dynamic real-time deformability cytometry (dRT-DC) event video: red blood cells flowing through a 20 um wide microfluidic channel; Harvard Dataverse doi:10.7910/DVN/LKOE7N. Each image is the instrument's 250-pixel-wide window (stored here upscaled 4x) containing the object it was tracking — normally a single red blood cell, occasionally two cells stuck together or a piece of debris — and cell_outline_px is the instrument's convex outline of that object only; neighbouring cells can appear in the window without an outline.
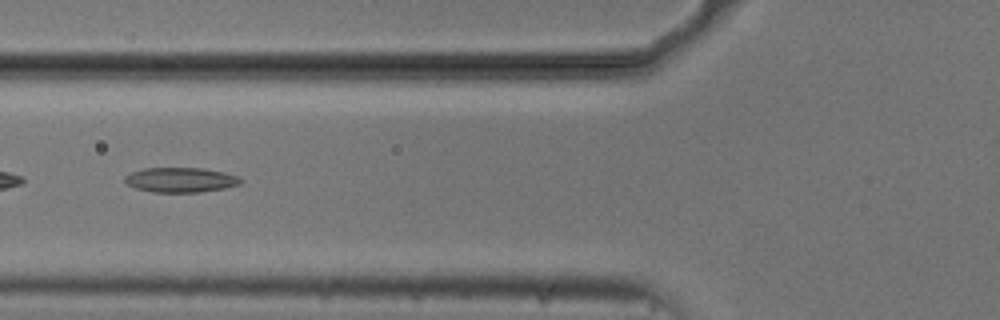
{"species": "common noctule bat (a hibernating species)", "species_latin": "Nyctalus noctula", "temperature_condition": "cold", "stored_images_in_passage": 10, "camera_frame_rate_fps": 3000, "um_per_image_px": 0.085, "animal": {"sex": "male", "body_mass_g": 20.5, "forearm_length_mm": 52.5}, "frame": {"image": 1, "passage_image": 9, "time_ms": 2.667, "image_size_px": [1000, 320], "cell_outline_px": [[244, 180], [240, 184], [224, 188], [200, 192], [152, 192], [136, 188], [128, 184], [124, 180], [124, 176], [132, 172], [144, 168], [204, 168], [224, 172], [236, 176]], "centroid_in_image_um": [15.36, 15.29], "position_along_channel_um": 110.4, "area_um2": 16.7}}